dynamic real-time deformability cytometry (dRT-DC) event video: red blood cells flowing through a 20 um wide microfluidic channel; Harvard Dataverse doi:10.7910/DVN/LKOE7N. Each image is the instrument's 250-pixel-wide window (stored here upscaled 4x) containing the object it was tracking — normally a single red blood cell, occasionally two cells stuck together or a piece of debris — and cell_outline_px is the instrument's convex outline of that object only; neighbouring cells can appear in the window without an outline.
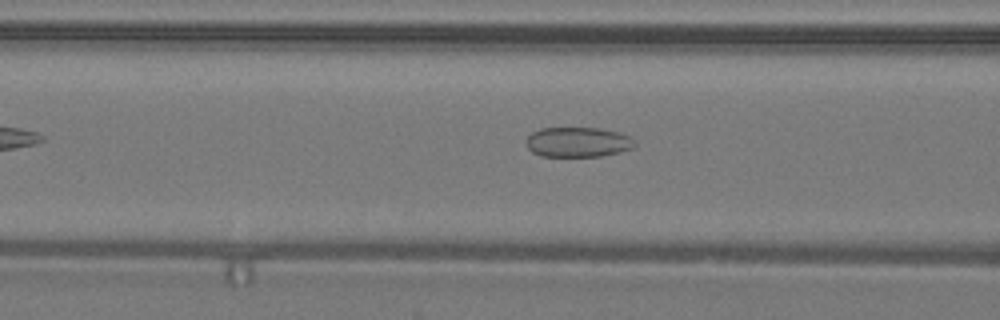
{"species": "common noctule bat (a hibernating species)", "species_latin": "Nyctalus noctula", "temperature_condition": "warm", "stored_images_in_passage": 35, "camera_frame_rate_fps": 3000, "um_per_image_px": 0.085, "animal": {"sex": "male", "body_mass_g": 19.2, "forearm_length_mm": 51.8}, "frame": {"image": 1, "passage_image": 10, "time_ms": 3.0, "image_size_px": [1000, 320], "cell_outline_px": [[636, 144], [632, 148], [620, 152], [600, 156], [540, 156], [532, 152], [528, 148], [524, 140], [532, 132], [540, 128], [600, 128], [620, 132], [632, 136]], "centroid_in_image_um": [49.12, 12.07], "position_along_channel_um": 117.5, "area_um2": 19.19}}
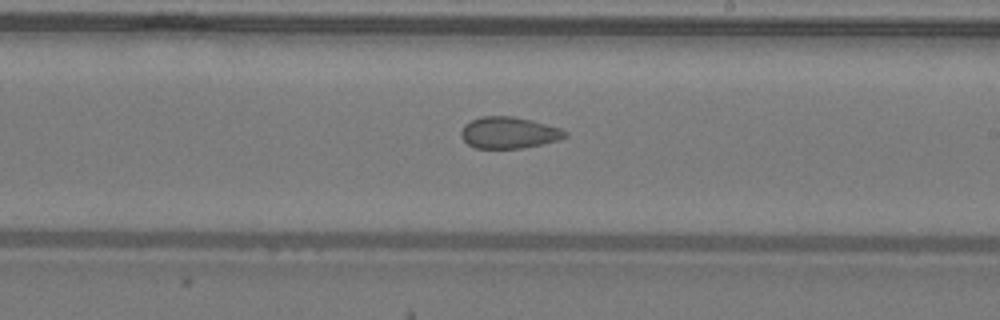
{"frame": {"image": 2, "passage_image": 19, "time_ms": 6.0, "image_size_px": [1000, 320], "cell_outline_px": [[568, 136], [556, 140], [540, 144], [520, 148], [476, 148], [468, 144], [460, 136], [460, 132], [464, 124], [480, 116], [512, 116], [532, 120], [560, 128], [568, 132]], "centroid_in_image_um": [43.23, 11.27], "position_along_channel_um": 245.8, "area_um2": 19.02}}
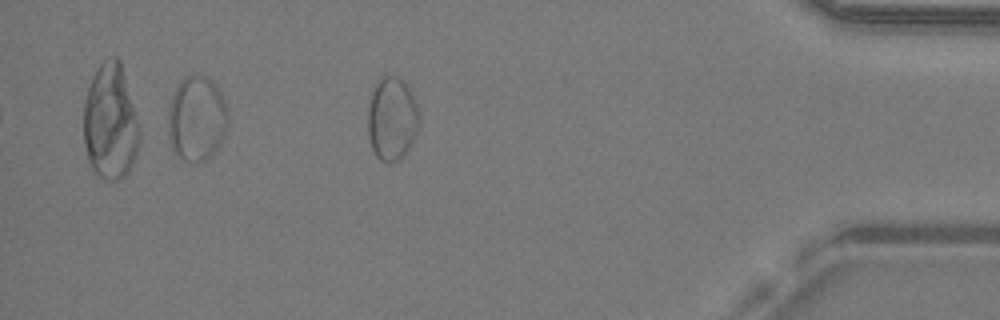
{"frame": {"image": 3, "passage_image": 33, "time_ms": 10.667, "image_size_px": [1000, 320], "cell_outline_px": [[420, 124], [408, 148], [400, 160], [380, 160], [376, 156], [372, 148], [368, 136], [368, 108], [372, 88], [380, 76], [396, 76], [404, 80], [412, 92], [420, 116]], "centroid_in_image_um": [33.31, 10.03], "position_along_channel_um": 401.9, "area_um2": 25.03}, "authors_computed_cell_mechanics": {"area_um2": 20.6924, "velocity_mm_per_s": 4.2806, "shape_relaxation_time_tau1_ms": null, "shape_relaxation_time_tau2_ms": 1.2727, "deformation_change_tau1": null, "deformation_change_tau2": 0.0632}}